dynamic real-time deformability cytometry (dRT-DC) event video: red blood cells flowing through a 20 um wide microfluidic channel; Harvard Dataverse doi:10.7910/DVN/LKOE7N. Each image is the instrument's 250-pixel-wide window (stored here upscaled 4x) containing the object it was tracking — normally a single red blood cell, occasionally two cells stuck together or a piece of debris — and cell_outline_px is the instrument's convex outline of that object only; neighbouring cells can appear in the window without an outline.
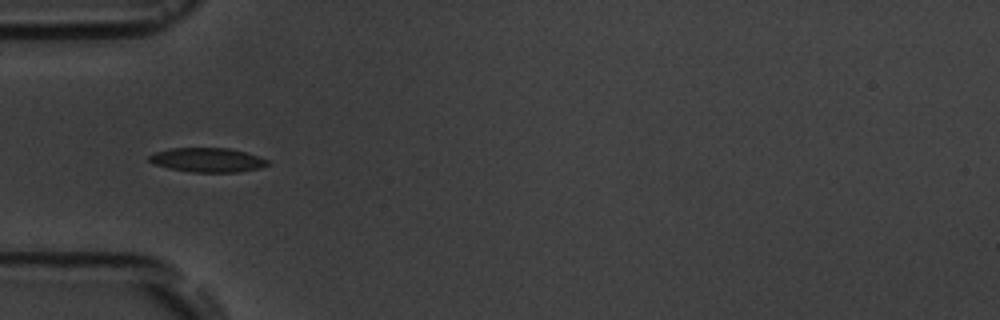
{"species": "common noctule bat (a hibernating species)", "species_latin": "Nyctalus noctula", "temperature_condition": "room temperature", "stored_images_in_passage": 5, "camera_frame_rate_fps": 3000, "um_per_image_px": 0.085, "animal": {"sex": "male", "body_mass_g": 19.5, "forearm_length_mm": 54.6}, "frame": {"image": 1, "passage_image": 1, "time_ms": 0.0, "image_size_px": [1000, 320], "cell_outline_px": [[272, 164], [260, 168], [236, 172], [192, 172], [168, 168], [156, 164], [148, 160], [148, 156], [156, 152], [172, 148], [228, 148], [244, 152], [268, 160]], "centroid_in_image_um": [17.65, 13.6], "position_along_channel_um": 67.4, "area_um2": 16.59}}
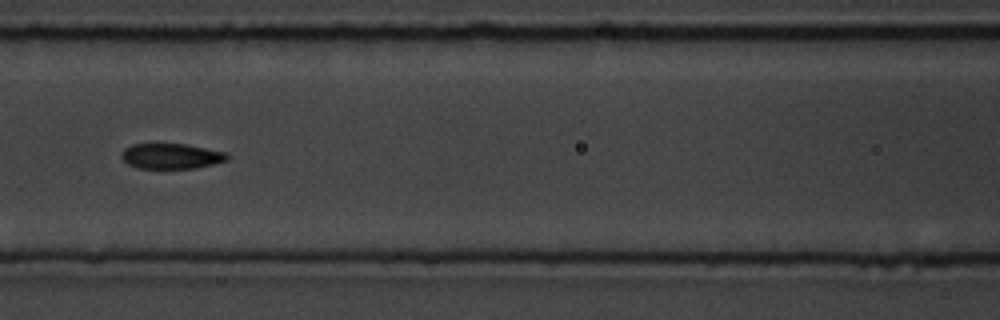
{"frame": {"image": 2, "passage_image": 3, "time_ms": 2.333, "image_size_px": [1000, 320], "cell_outline_px": [[228, 160], [196, 168], [136, 168], [128, 164], [120, 156], [120, 152], [124, 148], [132, 144], [184, 144], [228, 152]], "centroid_in_image_um": [14.53, 13.27], "position_along_channel_um": 152.1, "area_um2": 15.66}}
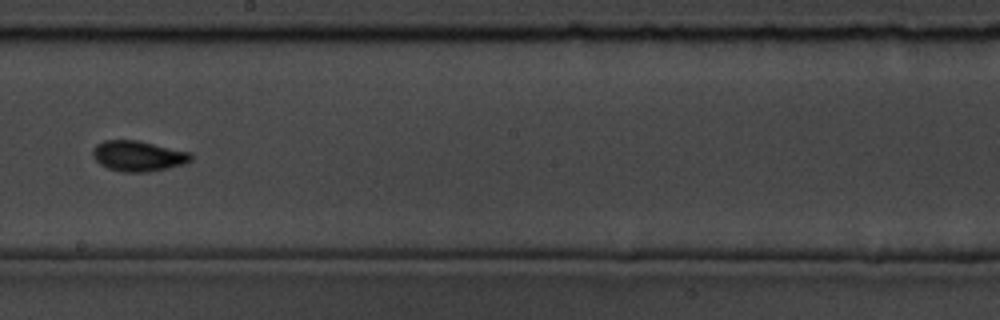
{"frame": {"image": 3, "passage_image": 5, "time_ms": 4.667, "image_size_px": [1000, 320], "cell_outline_px": [[192, 160], [184, 164], [168, 168], [144, 172], [124, 172], [108, 168], [100, 164], [92, 156], [92, 148], [96, 144], [104, 140], [136, 140], [192, 152]], "centroid_in_image_um": [11.74, 13.25], "position_along_channel_um": 236.5, "area_um2": 17.51}}